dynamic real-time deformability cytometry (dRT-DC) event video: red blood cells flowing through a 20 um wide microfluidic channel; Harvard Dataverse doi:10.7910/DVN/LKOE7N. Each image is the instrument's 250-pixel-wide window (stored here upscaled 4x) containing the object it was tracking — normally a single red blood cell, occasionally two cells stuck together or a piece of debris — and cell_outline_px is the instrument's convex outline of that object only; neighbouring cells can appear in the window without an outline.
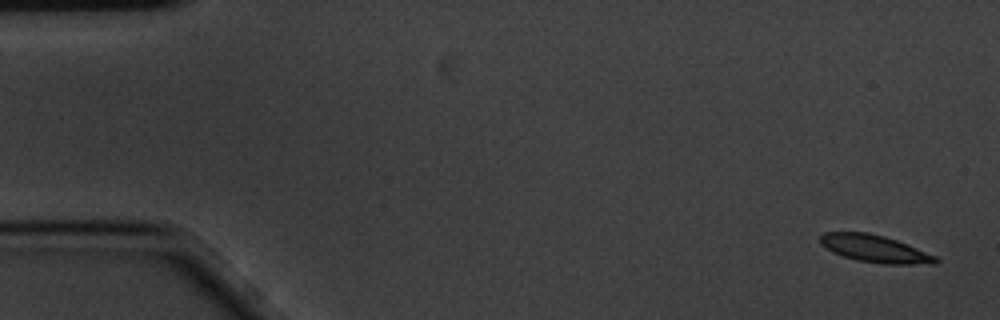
{"species": "common noctule bat (a hibernating species)", "species_latin": "Nyctalus noctula", "temperature_condition": "cold", "stored_images_in_passage": 6, "segment_of_instrument_passage": [1, 2], "camera_frame_rate_fps": 3000, "um_per_image_px": 0.085, "animal": {"sex": "male", "body_mass_g": 20.1, "forearm_length_mm": 53.5}, "frame": {"image": 1, "passage_image": 1, "time_ms": 0.0, "image_size_px": [1000, 320], "cell_outline_px": [[940, 260], [936, 264], [884, 264], [856, 260], [832, 252], [820, 244], [820, 236], [824, 232], [868, 232], [884, 236], [908, 244], [936, 256]], "centroid_in_image_um": [74.37, 21.14], "position_along_channel_um": 10.6, "area_um2": 18.44}}
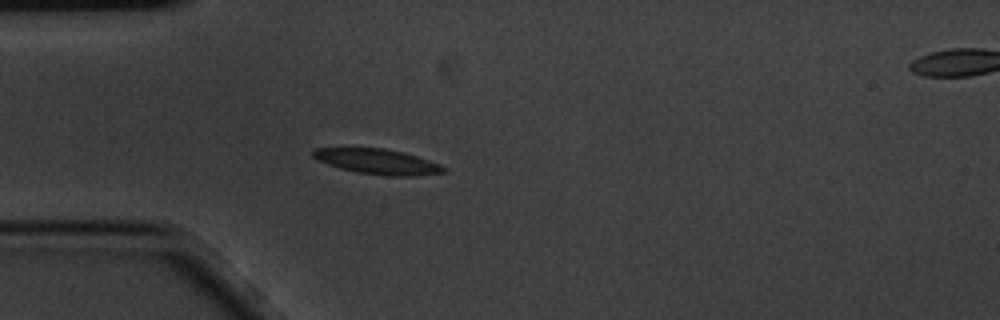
{"frame": {"image": 2, "passage_image": 5, "time_ms": 1.333, "image_size_px": [1000, 320], "cell_outline_px": [[448, 172], [416, 176], [388, 176], [356, 172], [340, 168], [316, 160], [312, 156], [312, 148], [384, 148], [404, 152], [440, 164], [448, 168]], "centroid_in_image_um": [32.11, 13.74], "position_along_channel_um": 52.9, "area_um2": 19.36}}